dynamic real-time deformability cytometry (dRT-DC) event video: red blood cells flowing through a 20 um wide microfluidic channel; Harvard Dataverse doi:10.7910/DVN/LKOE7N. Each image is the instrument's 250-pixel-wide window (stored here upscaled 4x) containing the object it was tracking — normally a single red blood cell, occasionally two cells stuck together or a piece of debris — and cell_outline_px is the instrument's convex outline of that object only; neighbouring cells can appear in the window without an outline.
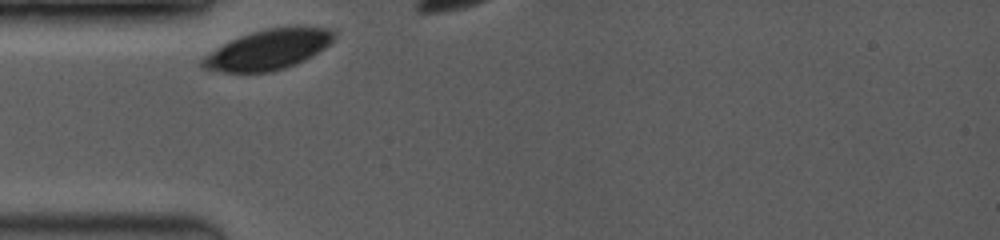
{"species": "common noctule bat (a hibernating species)", "species_latin": "Nyctalus noctula", "temperature_condition": "room temperature", "stored_images_in_passage": 10, "camera_frame_rate_fps": 3500, "um_per_image_px": 0.085, "animal": {"sex": "female", "body_mass_g": 19.0, "forearm_length_mm": 53.3}, "frame": {"image": 1, "passage_image": 1, "time_ms": 0.0, "image_size_px": [1000, 240], "cell_outline_px": [[336, 36], [324, 48], [312, 56], [296, 64], [284, 68], [268, 72], [220, 72], [200, 68], [200, 60], [208, 52], [240, 36], [264, 28], [328, 28]], "centroid_in_image_um": [22.72, 4.25], "position_along_channel_um": 62.3, "area_um2": 30.23}}
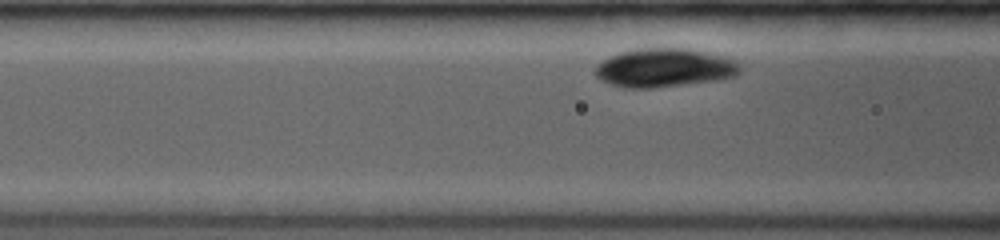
{"frame": {"image": 2, "passage_image": 7, "time_ms": 1.429, "image_size_px": [1000, 240], "cell_outline_px": [[740, 72], [736, 76], [716, 80], [652, 88], [624, 88], [608, 84], [600, 80], [596, 76], [596, 64], [620, 52], [636, 48], [688, 48], [724, 56], [740, 64]], "centroid_in_image_um": [56.45, 5.76], "position_along_channel_um": 110.1, "area_um2": 32.66}}